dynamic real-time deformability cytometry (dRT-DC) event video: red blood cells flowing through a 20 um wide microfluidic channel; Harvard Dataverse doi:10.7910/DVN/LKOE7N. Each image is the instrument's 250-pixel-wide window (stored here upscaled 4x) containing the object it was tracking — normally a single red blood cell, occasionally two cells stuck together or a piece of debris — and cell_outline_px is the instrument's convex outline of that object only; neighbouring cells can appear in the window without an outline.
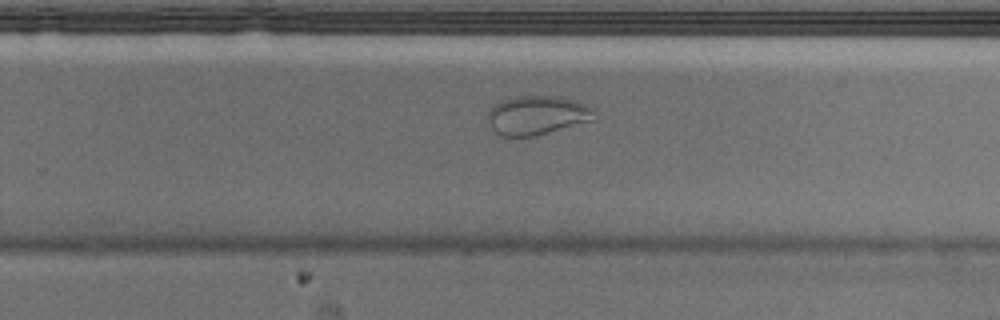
{"species": "Egyptian fruit bat (a non-hibernating species)", "species_latin": "Rousettus aegyptiacus", "temperature_condition": "cold", "stored_images_in_passage": 31, "camera_frame_rate_fps": 3000, "um_per_image_px": 0.085, "animal": {"sex": "male"}, "frame": {"image": 1, "passage_image": 18, "time_ms": 5.667, "image_size_px": [1000, 320], "cell_outline_px": [[596, 120], [536, 136], [500, 136], [492, 128], [488, 120], [488, 112], [496, 104], [504, 100], [516, 96], [560, 96], [576, 100], [588, 104], [596, 112]], "centroid_in_image_um": [45.74, 9.8], "position_along_channel_um": 284.1, "area_um2": 24.51}}